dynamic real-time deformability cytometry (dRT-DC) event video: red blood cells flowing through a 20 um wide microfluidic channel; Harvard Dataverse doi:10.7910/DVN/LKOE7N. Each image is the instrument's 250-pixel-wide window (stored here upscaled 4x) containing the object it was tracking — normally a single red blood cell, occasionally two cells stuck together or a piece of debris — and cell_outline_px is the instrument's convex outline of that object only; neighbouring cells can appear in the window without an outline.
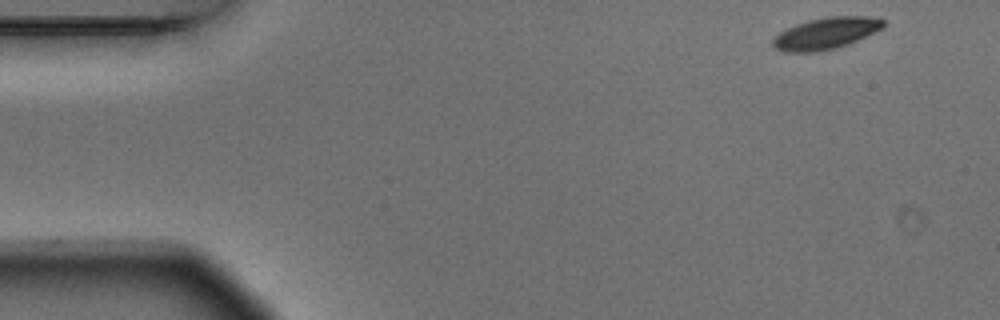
{"species": "Egyptian fruit bat (a non-hibernating species)", "species_latin": "Rousettus aegyptiacus", "temperature_condition": "warm", "stored_images_in_passage": 5, "camera_frame_rate_fps": 3000, "um_per_image_px": 0.085, "animal": {"sex": "male"}, "frame": {"image": 1, "passage_image": 1, "time_ms": 0.0, "image_size_px": [1000, 320], "cell_outline_px": [[884, 28], [848, 44], [836, 48], [820, 52], [784, 52], [772, 48], [772, 36], [796, 24], [808, 20], [828, 16], [868, 16], [884, 20]], "centroid_in_image_um": [70.16, 2.84], "position_along_channel_um": 14.8, "area_um2": 20.58}}
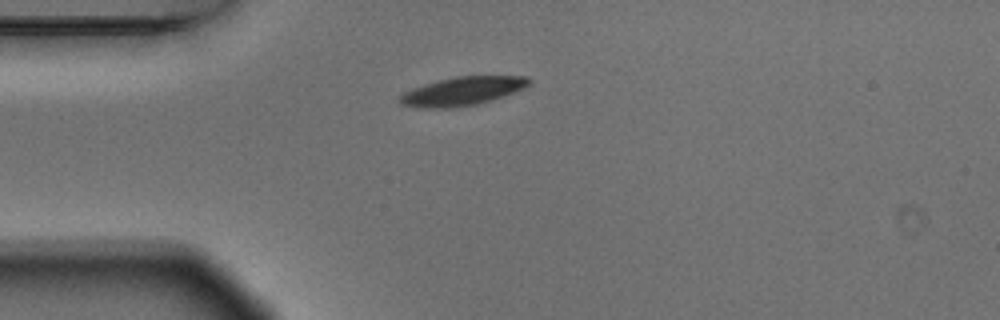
{"frame": {"image": 2, "passage_image": 3, "time_ms": 0.667, "image_size_px": [1000, 320], "cell_outline_px": [[532, 80], [524, 88], [504, 96], [492, 100], [476, 104], [456, 108], [424, 108], [404, 104], [400, 100], [400, 96], [404, 92], [412, 88], [424, 84], [456, 76], [524, 76]], "centroid_in_image_um": [39.33, 7.75], "position_along_channel_um": 45.7, "area_um2": 21.27}}
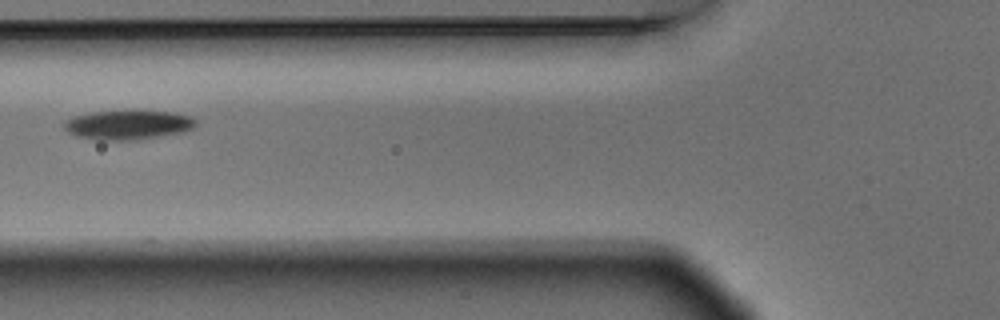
{"frame": {"image": 3, "passage_image": 5, "time_ms": 1.333, "image_size_px": [1000, 320], "cell_outline_px": [[196, 124], [192, 128], [184, 132], [160, 136], [132, 140], [100, 140], [76, 136], [68, 132], [64, 128], [64, 120], [72, 116], [92, 112], [132, 108], [136, 108], [172, 112], [188, 116], [196, 120]], "centroid_in_image_um": [10.86, 10.57], "position_along_channel_um": 114.9, "area_um2": 23.29}}